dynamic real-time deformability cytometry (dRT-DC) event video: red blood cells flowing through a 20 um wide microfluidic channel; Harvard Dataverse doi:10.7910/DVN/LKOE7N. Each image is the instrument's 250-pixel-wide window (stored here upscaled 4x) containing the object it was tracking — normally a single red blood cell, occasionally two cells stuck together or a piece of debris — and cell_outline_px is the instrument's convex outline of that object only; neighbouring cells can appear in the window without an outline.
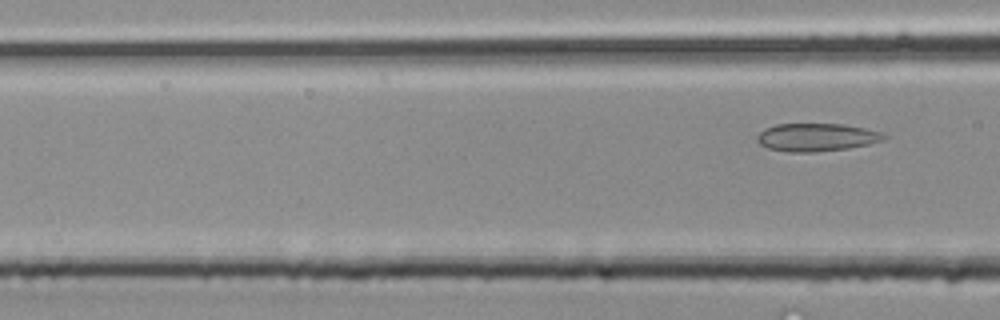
{"species": "common noctule bat (a hibernating species)", "species_latin": "Nyctalus noctula", "temperature_condition": "room temperature", "stored_images_in_passage": 3, "camera_frame_rate_fps": 3000, "um_per_image_px": 0.085, "animal": {"sex": "male", "body_mass_g": 20.4}, "frame": {"image": 1, "passage_image": 3, "time_ms": 0.667, "image_size_px": [1000, 320], "cell_outline_px": [[888, 136], [884, 140], [868, 144], [848, 148], [816, 152], [788, 152], [768, 148], [760, 144], [756, 140], [756, 136], [764, 128], [776, 124], [844, 124], [864, 128], [880, 132]], "centroid_in_image_um": [69.38, 11.67], "position_along_channel_um": 97.2, "area_um2": 20.69}}